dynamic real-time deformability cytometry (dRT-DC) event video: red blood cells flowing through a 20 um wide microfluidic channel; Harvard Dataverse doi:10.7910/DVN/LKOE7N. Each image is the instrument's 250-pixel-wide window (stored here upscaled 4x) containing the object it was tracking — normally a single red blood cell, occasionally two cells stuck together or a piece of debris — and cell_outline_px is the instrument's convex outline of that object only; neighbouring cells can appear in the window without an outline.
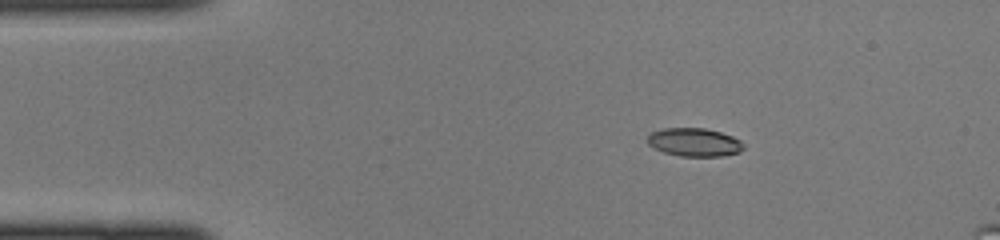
{"species": "common noctule bat (a hibernating species)", "species_latin": "Nyctalus noctula", "temperature_condition": "cold", "stored_images_in_passage": 38, "camera_frame_rate_fps": 3000, "um_per_image_px": 0.085, "animal": {"sex": "female", "body_mass_g": 22.0, "forearm_length_mm": 56.7}, "frame": {"image": 1, "passage_image": 1, "time_ms": 0.0, "image_size_px": [1000, 240], "cell_outline_px": [[744, 148], [740, 152], [720, 156], [680, 156], [664, 152], [648, 144], [648, 132], [664, 128], [704, 128], [720, 132], [732, 136], [740, 140], [744, 144]], "centroid_in_image_um": [59.02, 12.08], "position_along_channel_um": 26.0, "area_um2": 15.84}}
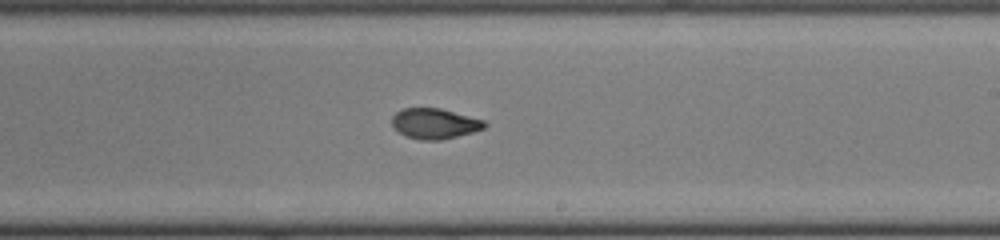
{"frame": {"image": 2, "passage_image": 20, "time_ms": 6.333, "image_size_px": [1000, 240], "cell_outline_px": [[488, 124], [484, 128], [472, 132], [440, 140], [420, 140], [404, 136], [392, 128], [392, 116], [396, 112], [404, 108], [440, 108], [484, 120]], "centroid_in_image_um": [36.9, 10.51], "position_along_channel_um": 252.1, "area_um2": 16.47}}
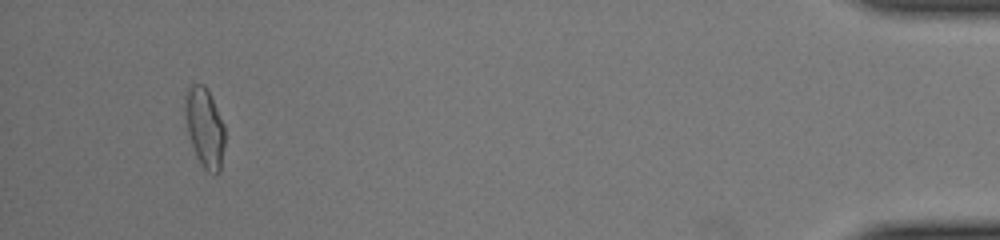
{"frame": {"image": 3, "passage_image": 36, "time_ms": 11.667, "image_size_px": [1000, 240], "cell_outline_px": [[224, 144], [220, 172], [208, 172], [200, 164], [196, 156], [188, 132], [184, 116], [184, 96], [188, 88], [192, 84], [204, 84], [224, 124]], "centroid_in_image_um": [17.37, 10.83], "position_along_channel_um": 417.8, "area_um2": 18.26}}